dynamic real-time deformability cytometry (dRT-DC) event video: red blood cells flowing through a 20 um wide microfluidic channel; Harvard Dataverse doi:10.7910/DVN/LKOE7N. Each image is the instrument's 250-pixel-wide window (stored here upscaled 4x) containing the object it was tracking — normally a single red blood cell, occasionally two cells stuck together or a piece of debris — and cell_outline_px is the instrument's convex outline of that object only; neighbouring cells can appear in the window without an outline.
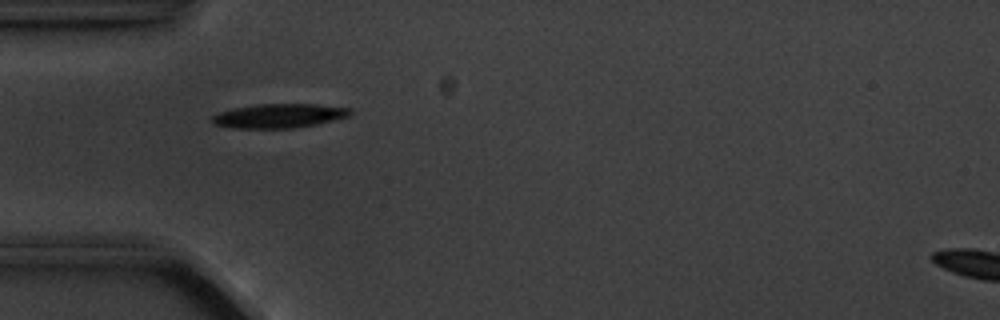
{"species": "common noctule bat (a hibernating species)", "species_latin": "Nyctalus noctula", "temperature_condition": "cold", "stored_images_in_passage": 6, "camera_frame_rate_fps": 3000, "um_per_image_px": 0.085, "animal": {"sex": "male", "body_mass_g": 20.1, "forearm_length_mm": 53.5}, "frame": {"image": 1, "passage_image": 5, "time_ms": 4.667, "image_size_px": [1000, 320], "cell_outline_px": [[352, 112], [348, 116], [316, 124], [292, 128], [232, 128], [212, 124], [208, 120], [212, 116], [220, 112], [232, 108], [260, 104], [316, 104], [352, 108]], "centroid_in_image_um": [23.67, 9.84], "position_along_channel_um": 61.3, "area_um2": 19.48}}